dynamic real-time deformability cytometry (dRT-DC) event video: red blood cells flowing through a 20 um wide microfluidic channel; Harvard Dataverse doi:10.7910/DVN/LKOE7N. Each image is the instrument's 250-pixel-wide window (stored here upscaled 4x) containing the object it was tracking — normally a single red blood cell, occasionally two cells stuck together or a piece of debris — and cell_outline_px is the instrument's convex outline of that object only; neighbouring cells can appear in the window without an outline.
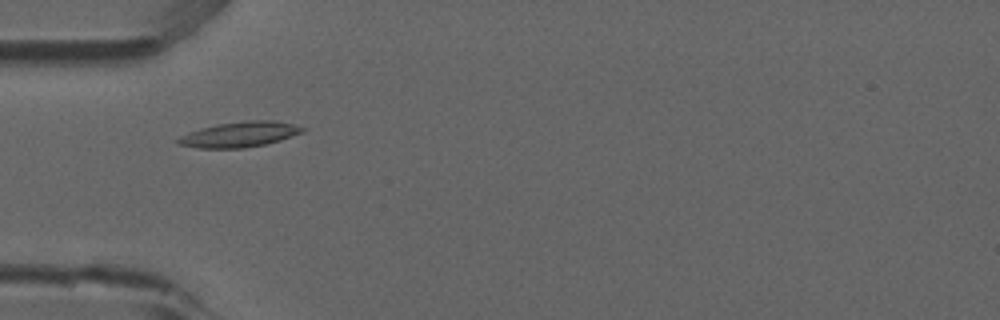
{"species": "common noctule bat (a hibernating species)", "species_latin": "Nyctalus noctula", "temperature_condition": "room temperature", "stored_images_in_passage": 7, "camera_frame_rate_fps": 3000, "um_per_image_px": 0.085, "animal": {"sex": "male", "forearm_length_mm": 52.5}, "frame": {"image": 1, "passage_image": 5, "time_ms": 1.333, "image_size_px": [1000, 320], "cell_outline_px": [[308, 128], [304, 132], [280, 140], [264, 144], [244, 148], [200, 148], [176, 144], [176, 140], [180, 136], [188, 132], [200, 128], [216, 124], [244, 120], [272, 120], [292, 124]], "centroid_in_image_um": [20.36, 11.42], "position_along_channel_um": 64.6, "area_um2": 18.5}}
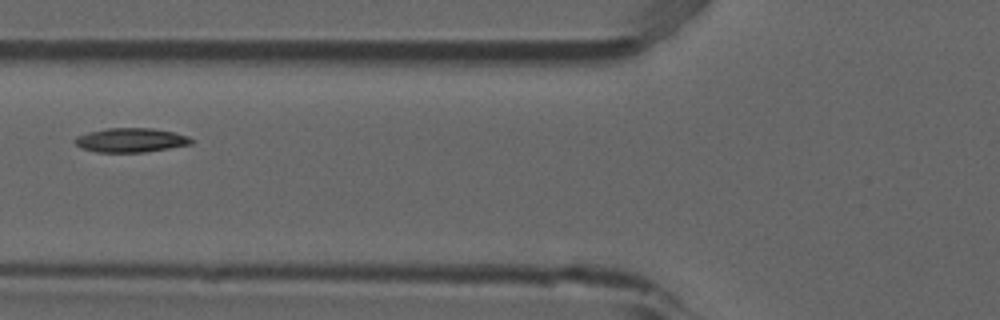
{"frame": {"image": 2, "passage_image": 6, "time_ms": 1.667, "image_size_px": [1000, 320], "cell_outline_px": [[196, 140], [192, 144], [144, 152], [96, 152], [80, 148], [72, 140], [76, 136], [88, 132], [108, 128], [152, 128], [172, 132], [188, 136]], "centroid_in_image_um": [11.1, 11.91], "position_along_channel_um": 114.7, "area_um2": 16.47}}
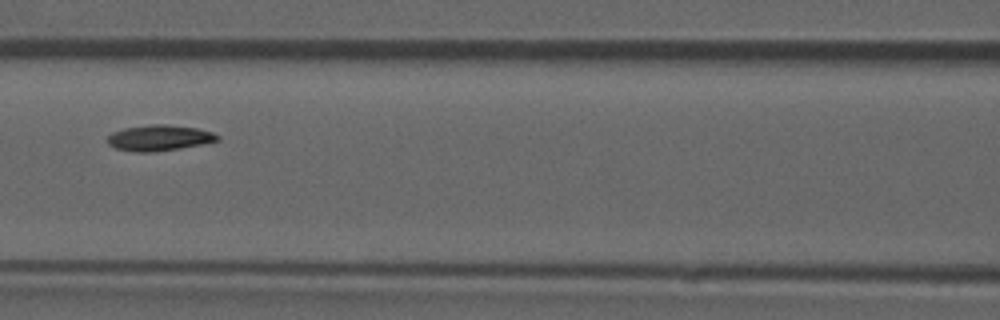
{"frame": {"image": 3, "passage_image": 7, "time_ms": 2.0, "image_size_px": [1000, 320], "cell_outline_px": [[220, 140], [180, 148], [152, 152], [136, 152], [116, 148], [108, 144], [108, 136], [112, 132], [124, 128], [152, 124], [164, 124], [196, 128], [212, 132], [220, 136]], "centroid_in_image_um": [13.53, 11.71], "position_along_channel_um": 153.1, "area_um2": 16.36}}